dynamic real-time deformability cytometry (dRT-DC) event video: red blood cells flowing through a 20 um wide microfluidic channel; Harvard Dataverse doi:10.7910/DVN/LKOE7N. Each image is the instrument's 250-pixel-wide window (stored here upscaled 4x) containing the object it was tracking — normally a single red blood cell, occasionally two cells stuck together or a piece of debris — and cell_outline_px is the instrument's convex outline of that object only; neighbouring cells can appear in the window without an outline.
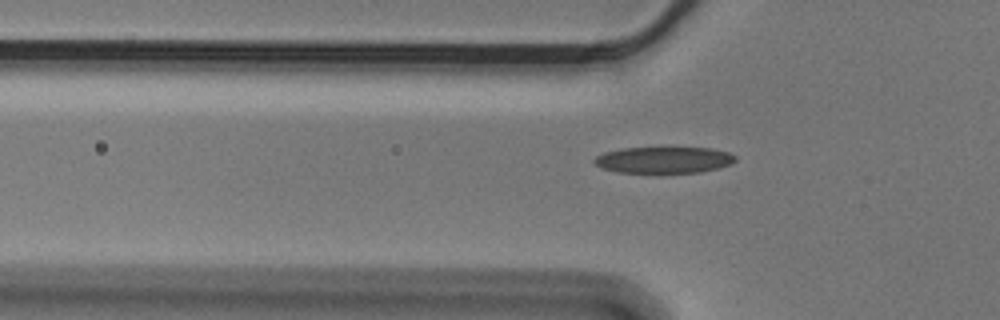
{"species": "Egyptian fruit bat (a non-hibernating species)", "species_latin": "Rousettus aegyptiacus", "temperature_condition": "cold", "stored_images_in_passage": 35, "camera_frame_rate_fps": 3000, "um_per_image_px": 0.085, "animal": {"sex": "male"}, "frame": {"image": 1, "passage_image": 2, "time_ms": 0.333, "image_size_px": [1000, 320], "cell_outline_px": [[736, 160], [732, 164], [700, 172], [656, 176], [616, 172], [600, 168], [592, 160], [596, 156], [604, 152], [624, 148], [664, 144], [712, 148], [728, 152], [736, 156]], "centroid_in_image_um": [56.4, 13.59], "position_along_channel_um": 69.4, "area_um2": 24.04}}
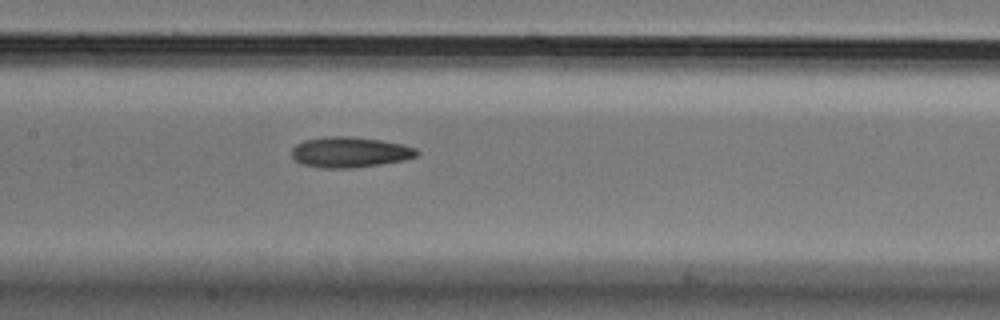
{"frame": {"image": 2, "passage_image": 11, "time_ms": 3.333, "image_size_px": [1000, 320], "cell_outline_px": [[420, 152], [416, 156], [404, 160], [380, 164], [352, 168], [320, 168], [304, 164], [296, 160], [292, 156], [292, 148], [296, 144], [304, 140], [328, 136], [352, 136], [380, 140], [404, 144], [416, 148]], "centroid_in_image_um": [29.75, 12.93], "position_along_channel_um": 177.6, "area_um2": 22.31}}
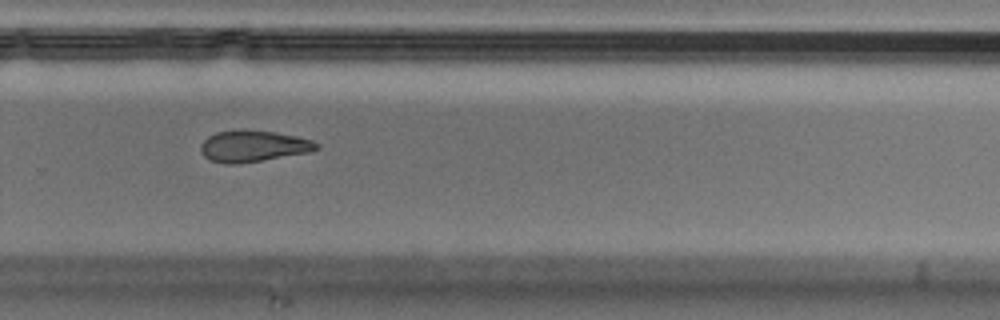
{"frame": {"image": 3, "passage_image": 22, "time_ms": 7.0, "image_size_px": [1000, 320], "cell_outline_px": [[320, 148], [308, 152], [260, 160], [232, 164], [224, 164], [208, 160], [200, 152], [200, 144], [208, 136], [216, 132], [244, 128], [272, 132], [296, 136], [312, 140], [320, 144]], "centroid_in_image_um": [21.47, 12.4], "position_along_channel_um": 308.3, "area_um2": 21.27}, "authors_computed_cell_mechanics": {"area_um2": 21.9062, "velocity_mm_per_s": 3.5805, "shape_relaxation_time_tau1_ms": null, "shape_relaxation_time_tau2_ms": 9.1679, "deformation_change_tau1": null, "deformation_change_tau2": 0.1532}}